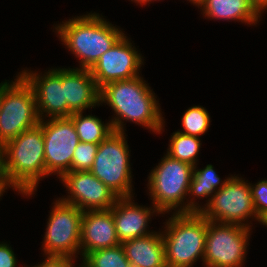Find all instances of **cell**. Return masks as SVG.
Listing matches in <instances>:
<instances>
[{
  "instance_id": "obj_1",
  "label": "cell",
  "mask_w": 267,
  "mask_h": 267,
  "mask_svg": "<svg viewBox=\"0 0 267 267\" xmlns=\"http://www.w3.org/2000/svg\"><path fill=\"white\" fill-rule=\"evenodd\" d=\"M100 104L108 105L114 112L109 120L114 131L125 132L126 122H132L154 134L164 132L165 119L159 100L142 74L103 86Z\"/></svg>"
},
{
  "instance_id": "obj_2",
  "label": "cell",
  "mask_w": 267,
  "mask_h": 267,
  "mask_svg": "<svg viewBox=\"0 0 267 267\" xmlns=\"http://www.w3.org/2000/svg\"><path fill=\"white\" fill-rule=\"evenodd\" d=\"M104 17L91 11L53 25V32L59 36L62 45L78 58L79 68L91 69L125 34L123 29Z\"/></svg>"
},
{
  "instance_id": "obj_3",
  "label": "cell",
  "mask_w": 267,
  "mask_h": 267,
  "mask_svg": "<svg viewBox=\"0 0 267 267\" xmlns=\"http://www.w3.org/2000/svg\"><path fill=\"white\" fill-rule=\"evenodd\" d=\"M44 152L39 124L0 147V170L24 198L33 197L40 180L47 177Z\"/></svg>"
},
{
  "instance_id": "obj_4",
  "label": "cell",
  "mask_w": 267,
  "mask_h": 267,
  "mask_svg": "<svg viewBox=\"0 0 267 267\" xmlns=\"http://www.w3.org/2000/svg\"><path fill=\"white\" fill-rule=\"evenodd\" d=\"M163 223L167 267H193L203 262L207 219L200 212L172 213Z\"/></svg>"
},
{
  "instance_id": "obj_5",
  "label": "cell",
  "mask_w": 267,
  "mask_h": 267,
  "mask_svg": "<svg viewBox=\"0 0 267 267\" xmlns=\"http://www.w3.org/2000/svg\"><path fill=\"white\" fill-rule=\"evenodd\" d=\"M192 171L191 164L165 154L149 172L147 195L149 194L151 203L163 215H170V212L187 213V195Z\"/></svg>"
},
{
  "instance_id": "obj_6",
  "label": "cell",
  "mask_w": 267,
  "mask_h": 267,
  "mask_svg": "<svg viewBox=\"0 0 267 267\" xmlns=\"http://www.w3.org/2000/svg\"><path fill=\"white\" fill-rule=\"evenodd\" d=\"M127 136L125 132L113 131L99 144L89 170L119 198L134 197L135 194Z\"/></svg>"
},
{
  "instance_id": "obj_7",
  "label": "cell",
  "mask_w": 267,
  "mask_h": 267,
  "mask_svg": "<svg viewBox=\"0 0 267 267\" xmlns=\"http://www.w3.org/2000/svg\"><path fill=\"white\" fill-rule=\"evenodd\" d=\"M15 77L11 81L5 79L0 109V147L40 122L32 86L20 72Z\"/></svg>"
},
{
  "instance_id": "obj_8",
  "label": "cell",
  "mask_w": 267,
  "mask_h": 267,
  "mask_svg": "<svg viewBox=\"0 0 267 267\" xmlns=\"http://www.w3.org/2000/svg\"><path fill=\"white\" fill-rule=\"evenodd\" d=\"M200 213L214 222L238 224L251 229L252 220L262 225L256 215L248 180L236 174L216 191Z\"/></svg>"
},
{
  "instance_id": "obj_9",
  "label": "cell",
  "mask_w": 267,
  "mask_h": 267,
  "mask_svg": "<svg viewBox=\"0 0 267 267\" xmlns=\"http://www.w3.org/2000/svg\"><path fill=\"white\" fill-rule=\"evenodd\" d=\"M252 229L207 220L204 267H243Z\"/></svg>"
},
{
  "instance_id": "obj_10",
  "label": "cell",
  "mask_w": 267,
  "mask_h": 267,
  "mask_svg": "<svg viewBox=\"0 0 267 267\" xmlns=\"http://www.w3.org/2000/svg\"><path fill=\"white\" fill-rule=\"evenodd\" d=\"M52 204L41 246L43 255L79 259L83 211L59 198Z\"/></svg>"
},
{
  "instance_id": "obj_11",
  "label": "cell",
  "mask_w": 267,
  "mask_h": 267,
  "mask_svg": "<svg viewBox=\"0 0 267 267\" xmlns=\"http://www.w3.org/2000/svg\"><path fill=\"white\" fill-rule=\"evenodd\" d=\"M39 125L43 132L47 178L53 174L60 179L72 171V157L80 142L73 120L70 117L46 119Z\"/></svg>"
},
{
  "instance_id": "obj_12",
  "label": "cell",
  "mask_w": 267,
  "mask_h": 267,
  "mask_svg": "<svg viewBox=\"0 0 267 267\" xmlns=\"http://www.w3.org/2000/svg\"><path fill=\"white\" fill-rule=\"evenodd\" d=\"M131 41V38L124 34L92 66L90 72L99 89L109 83L131 79L141 74L145 59Z\"/></svg>"
},
{
  "instance_id": "obj_13",
  "label": "cell",
  "mask_w": 267,
  "mask_h": 267,
  "mask_svg": "<svg viewBox=\"0 0 267 267\" xmlns=\"http://www.w3.org/2000/svg\"><path fill=\"white\" fill-rule=\"evenodd\" d=\"M60 182L68 191L59 199L81 211L111 209L119 198L90 171H69Z\"/></svg>"
},
{
  "instance_id": "obj_14",
  "label": "cell",
  "mask_w": 267,
  "mask_h": 267,
  "mask_svg": "<svg viewBox=\"0 0 267 267\" xmlns=\"http://www.w3.org/2000/svg\"><path fill=\"white\" fill-rule=\"evenodd\" d=\"M20 71V74L32 86L36 96L38 117L41 120L67 118V101L63 87V68H50L44 73Z\"/></svg>"
},
{
  "instance_id": "obj_15",
  "label": "cell",
  "mask_w": 267,
  "mask_h": 267,
  "mask_svg": "<svg viewBox=\"0 0 267 267\" xmlns=\"http://www.w3.org/2000/svg\"><path fill=\"white\" fill-rule=\"evenodd\" d=\"M133 199V197L118 198L111 208L120 243L154 233V230H148V224L152 221L151 217L162 216V213L152 203L150 207H147L135 203Z\"/></svg>"
},
{
  "instance_id": "obj_16",
  "label": "cell",
  "mask_w": 267,
  "mask_h": 267,
  "mask_svg": "<svg viewBox=\"0 0 267 267\" xmlns=\"http://www.w3.org/2000/svg\"><path fill=\"white\" fill-rule=\"evenodd\" d=\"M111 209L83 212L80 234V260L94 250L120 245Z\"/></svg>"
},
{
  "instance_id": "obj_17",
  "label": "cell",
  "mask_w": 267,
  "mask_h": 267,
  "mask_svg": "<svg viewBox=\"0 0 267 267\" xmlns=\"http://www.w3.org/2000/svg\"><path fill=\"white\" fill-rule=\"evenodd\" d=\"M63 87L67 101V117L100 105V89L90 69L63 68Z\"/></svg>"
},
{
  "instance_id": "obj_18",
  "label": "cell",
  "mask_w": 267,
  "mask_h": 267,
  "mask_svg": "<svg viewBox=\"0 0 267 267\" xmlns=\"http://www.w3.org/2000/svg\"><path fill=\"white\" fill-rule=\"evenodd\" d=\"M161 231L121 243L133 267H167Z\"/></svg>"
},
{
  "instance_id": "obj_19",
  "label": "cell",
  "mask_w": 267,
  "mask_h": 267,
  "mask_svg": "<svg viewBox=\"0 0 267 267\" xmlns=\"http://www.w3.org/2000/svg\"><path fill=\"white\" fill-rule=\"evenodd\" d=\"M208 20L236 21L257 26L262 13L251 0H205L199 7Z\"/></svg>"
},
{
  "instance_id": "obj_20",
  "label": "cell",
  "mask_w": 267,
  "mask_h": 267,
  "mask_svg": "<svg viewBox=\"0 0 267 267\" xmlns=\"http://www.w3.org/2000/svg\"><path fill=\"white\" fill-rule=\"evenodd\" d=\"M198 168L199 167L196 165L193 167L192 171V178L187 195V213L200 212L209 203L216 191L221 189L232 176L225 177L222 181L212 164H207L203 169ZM204 198L208 199L205 200L207 203L203 204V206L202 203L199 204V201H195L198 199L203 200Z\"/></svg>"
},
{
  "instance_id": "obj_21",
  "label": "cell",
  "mask_w": 267,
  "mask_h": 267,
  "mask_svg": "<svg viewBox=\"0 0 267 267\" xmlns=\"http://www.w3.org/2000/svg\"><path fill=\"white\" fill-rule=\"evenodd\" d=\"M83 113L77 112L70 116L81 142L100 144L114 131L109 120L104 123L96 115L84 116Z\"/></svg>"
},
{
  "instance_id": "obj_22",
  "label": "cell",
  "mask_w": 267,
  "mask_h": 267,
  "mask_svg": "<svg viewBox=\"0 0 267 267\" xmlns=\"http://www.w3.org/2000/svg\"><path fill=\"white\" fill-rule=\"evenodd\" d=\"M201 138L186 135L175 131L172 133L166 154L171 158L191 164L193 167L198 165V154L202 148Z\"/></svg>"
},
{
  "instance_id": "obj_23",
  "label": "cell",
  "mask_w": 267,
  "mask_h": 267,
  "mask_svg": "<svg viewBox=\"0 0 267 267\" xmlns=\"http://www.w3.org/2000/svg\"><path fill=\"white\" fill-rule=\"evenodd\" d=\"M81 267H133L122 245L89 252L81 261Z\"/></svg>"
},
{
  "instance_id": "obj_24",
  "label": "cell",
  "mask_w": 267,
  "mask_h": 267,
  "mask_svg": "<svg viewBox=\"0 0 267 267\" xmlns=\"http://www.w3.org/2000/svg\"><path fill=\"white\" fill-rule=\"evenodd\" d=\"M182 130L178 129L180 133L201 137L208 132L211 122V117L207 109L201 105L191 106L183 113Z\"/></svg>"
},
{
  "instance_id": "obj_25",
  "label": "cell",
  "mask_w": 267,
  "mask_h": 267,
  "mask_svg": "<svg viewBox=\"0 0 267 267\" xmlns=\"http://www.w3.org/2000/svg\"><path fill=\"white\" fill-rule=\"evenodd\" d=\"M99 144L79 142L72 157V171H89L95 160Z\"/></svg>"
},
{
  "instance_id": "obj_26",
  "label": "cell",
  "mask_w": 267,
  "mask_h": 267,
  "mask_svg": "<svg viewBox=\"0 0 267 267\" xmlns=\"http://www.w3.org/2000/svg\"><path fill=\"white\" fill-rule=\"evenodd\" d=\"M249 185L257 218L263 222L267 218V179H261L254 185L249 182Z\"/></svg>"
},
{
  "instance_id": "obj_27",
  "label": "cell",
  "mask_w": 267,
  "mask_h": 267,
  "mask_svg": "<svg viewBox=\"0 0 267 267\" xmlns=\"http://www.w3.org/2000/svg\"><path fill=\"white\" fill-rule=\"evenodd\" d=\"M44 260L42 262H38V264L31 267H76L75 261L77 262L76 258H70V257H57V256H44ZM26 265H24L25 267ZM23 267V266H22ZM30 267V266H26ZM81 265L79 264V266Z\"/></svg>"
},
{
  "instance_id": "obj_28",
  "label": "cell",
  "mask_w": 267,
  "mask_h": 267,
  "mask_svg": "<svg viewBox=\"0 0 267 267\" xmlns=\"http://www.w3.org/2000/svg\"><path fill=\"white\" fill-rule=\"evenodd\" d=\"M8 242H0V267H17V257Z\"/></svg>"
},
{
  "instance_id": "obj_29",
  "label": "cell",
  "mask_w": 267,
  "mask_h": 267,
  "mask_svg": "<svg viewBox=\"0 0 267 267\" xmlns=\"http://www.w3.org/2000/svg\"><path fill=\"white\" fill-rule=\"evenodd\" d=\"M11 187L15 192L18 191L15 186L9 181L8 177L0 170V197H2L5 192H7L6 190H8L9 188L11 189Z\"/></svg>"
},
{
  "instance_id": "obj_30",
  "label": "cell",
  "mask_w": 267,
  "mask_h": 267,
  "mask_svg": "<svg viewBox=\"0 0 267 267\" xmlns=\"http://www.w3.org/2000/svg\"><path fill=\"white\" fill-rule=\"evenodd\" d=\"M251 2L262 14L267 10V0H251Z\"/></svg>"
},
{
  "instance_id": "obj_31",
  "label": "cell",
  "mask_w": 267,
  "mask_h": 267,
  "mask_svg": "<svg viewBox=\"0 0 267 267\" xmlns=\"http://www.w3.org/2000/svg\"><path fill=\"white\" fill-rule=\"evenodd\" d=\"M4 92H5V81H2L0 83V109H1V103H2V100H3Z\"/></svg>"
},
{
  "instance_id": "obj_32",
  "label": "cell",
  "mask_w": 267,
  "mask_h": 267,
  "mask_svg": "<svg viewBox=\"0 0 267 267\" xmlns=\"http://www.w3.org/2000/svg\"><path fill=\"white\" fill-rule=\"evenodd\" d=\"M189 1V3L193 4V6L195 5L196 7H200V5L205 1V0H187Z\"/></svg>"
},
{
  "instance_id": "obj_33",
  "label": "cell",
  "mask_w": 267,
  "mask_h": 267,
  "mask_svg": "<svg viewBox=\"0 0 267 267\" xmlns=\"http://www.w3.org/2000/svg\"><path fill=\"white\" fill-rule=\"evenodd\" d=\"M131 1L136 3L137 5L139 4L142 7L148 0H131Z\"/></svg>"
},
{
  "instance_id": "obj_34",
  "label": "cell",
  "mask_w": 267,
  "mask_h": 267,
  "mask_svg": "<svg viewBox=\"0 0 267 267\" xmlns=\"http://www.w3.org/2000/svg\"><path fill=\"white\" fill-rule=\"evenodd\" d=\"M154 1H157V2H158V1H160V0H148L143 6H145L146 4L149 5L150 3L154 2Z\"/></svg>"
},
{
  "instance_id": "obj_35",
  "label": "cell",
  "mask_w": 267,
  "mask_h": 267,
  "mask_svg": "<svg viewBox=\"0 0 267 267\" xmlns=\"http://www.w3.org/2000/svg\"><path fill=\"white\" fill-rule=\"evenodd\" d=\"M262 225H265V227H267V218L262 222Z\"/></svg>"
}]
</instances>
